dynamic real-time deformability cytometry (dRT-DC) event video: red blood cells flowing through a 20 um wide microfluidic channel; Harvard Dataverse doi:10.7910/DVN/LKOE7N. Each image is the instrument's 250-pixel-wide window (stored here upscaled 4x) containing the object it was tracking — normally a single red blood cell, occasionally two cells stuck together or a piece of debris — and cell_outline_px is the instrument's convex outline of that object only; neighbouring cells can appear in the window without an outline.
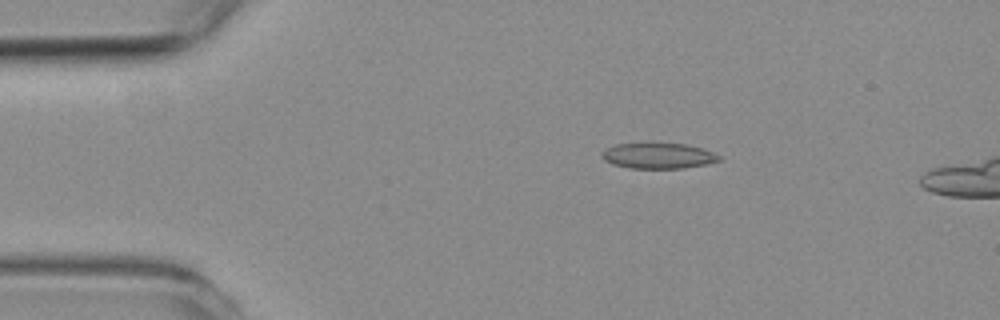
{"species": "common noctule bat (a hibernating species)", "species_latin": "Nyctalus noctula", "temperature_condition": "room temperature", "stored_images_in_passage": 17, "camera_frame_rate_fps": 3000, "um_per_image_px": 0.085, "animal": {"sex": "female", "body_mass_g": 19.3, "forearm_length_mm": 54.1}, "frame": {"image": 1, "passage_image": 10, "time_ms": 3.0, "image_size_px": [1000, 320], "cell_outline_px": [[720, 160], [704, 164], [684, 168], [628, 168], [612, 164], [604, 160], [600, 156], [600, 152], [616, 144], [652, 140], [684, 144], [700, 148], [712, 152], [720, 156]], "centroid_in_image_um": [55.86, 13.19], "position_along_channel_um": 29.1, "area_um2": 18.15}}